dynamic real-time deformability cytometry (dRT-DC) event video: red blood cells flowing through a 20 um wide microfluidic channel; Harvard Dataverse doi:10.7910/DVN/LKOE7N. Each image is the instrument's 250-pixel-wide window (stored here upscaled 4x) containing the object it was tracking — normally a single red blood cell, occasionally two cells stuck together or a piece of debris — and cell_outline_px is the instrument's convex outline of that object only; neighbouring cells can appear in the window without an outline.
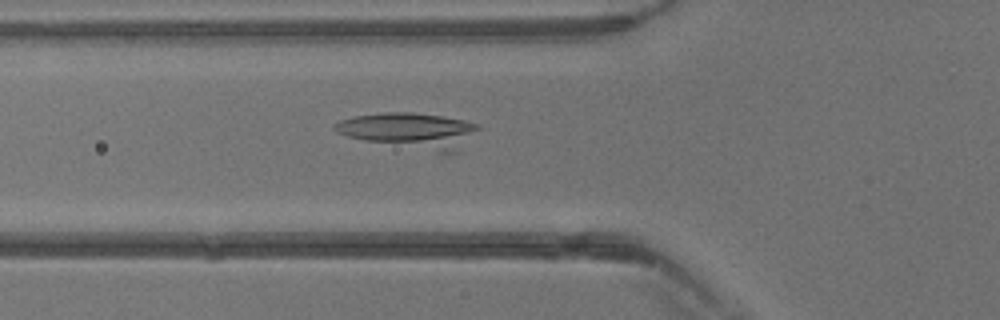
{"species": "common noctule bat (a hibernating species)", "species_latin": "Nyctalus noctula", "temperature_condition": "warm", "stored_images_in_passage": 27, "camera_frame_rate_fps": 3000, "um_per_image_px": 0.085, "animal": {"sex": "male", "body_mass_g": 13.3}, "frame": {"image": 1, "passage_image": 14, "time_ms": 4.333, "image_size_px": [1000, 320], "cell_outline_px": [[480, 128], [460, 152], [440, 152], [364, 140], [348, 136], [332, 128], [332, 124], [340, 120], [356, 116], [380, 112], [412, 112], [440, 116], [464, 120], [476, 124]], "centroid_in_image_um": [34.87, 11.08], "position_along_channel_um": 90.9, "area_um2": 29.48}}
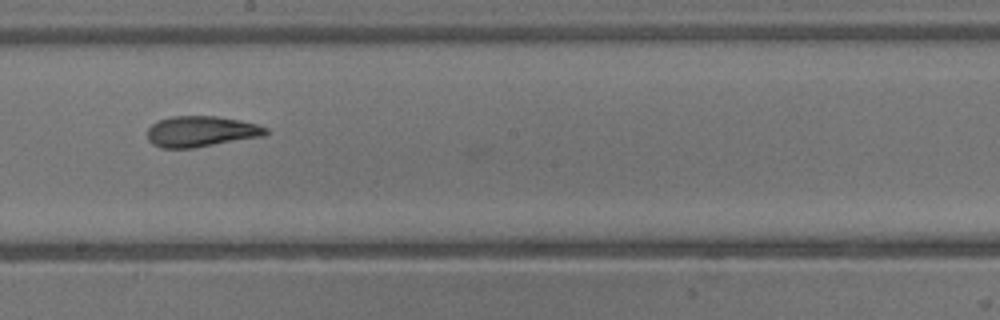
{"frame": {"image": 2, "passage_image": 22, "time_ms": 7.0, "image_size_px": [1000, 320], "cell_outline_px": [[268, 132], [260, 136], [196, 148], [160, 148], [152, 144], [148, 140], [148, 128], [152, 124], [160, 120], [172, 116], [216, 116], [240, 120], [256, 124], [268, 128]], "centroid_in_image_um": [17.06, 11.18], "position_along_channel_um": 231.1, "area_um2": 21.15}}
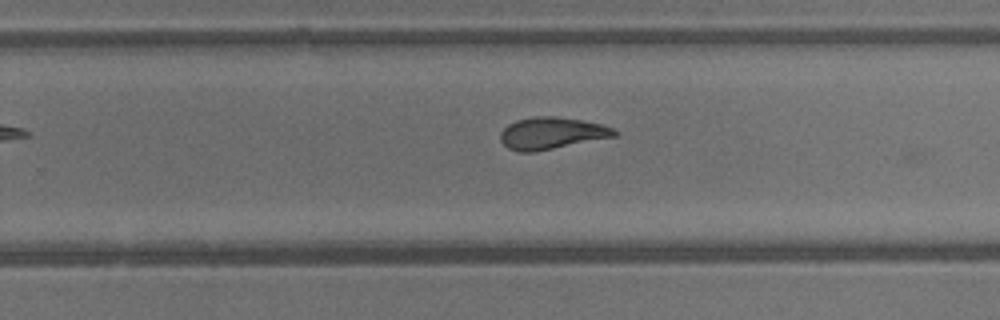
{"frame": {"image": 3, "passage_image": 25, "time_ms": 8.0, "image_size_px": [1000, 320], "cell_outline_px": [[620, 132], [616, 136], [532, 152], [520, 152], [508, 148], [500, 140], [500, 132], [508, 124], [516, 120], [536, 116], [556, 116], [580, 120], [600, 124], [612, 128]], "centroid_in_image_um": [46.86, 11.32], "position_along_channel_um": 282.9, "area_um2": 20.98}}